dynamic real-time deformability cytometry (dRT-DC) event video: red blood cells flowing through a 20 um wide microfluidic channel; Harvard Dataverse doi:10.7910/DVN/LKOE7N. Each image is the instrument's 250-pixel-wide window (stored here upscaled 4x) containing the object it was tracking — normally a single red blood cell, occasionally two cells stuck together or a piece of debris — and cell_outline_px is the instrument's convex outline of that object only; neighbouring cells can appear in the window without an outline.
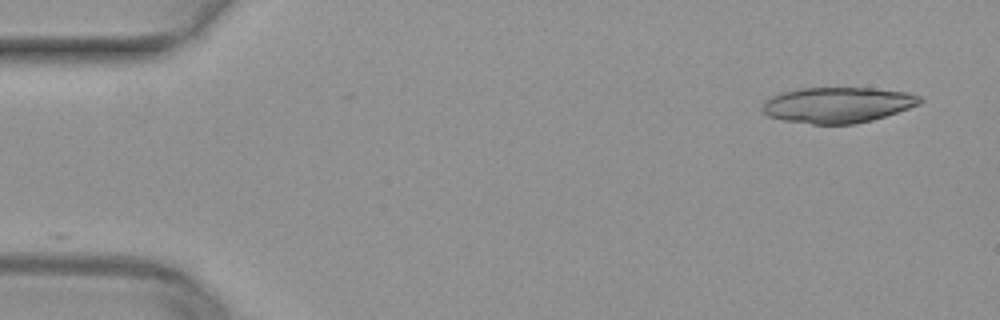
{"species": "common noctule bat (a hibernating species)", "species_latin": "Nyctalus noctula", "temperature_condition": "warm", "stored_images_in_passage": 36, "camera_frame_rate_fps": 3000, "um_per_image_px": 0.085, "animal": {"sex": "female", "body_mass_g": 29.2, "forearm_length_mm": 56.3}, "frame": {"image": 1, "passage_image": 1, "time_ms": 0.0, "image_size_px": [1000, 320], "cell_outline_px": [[924, 100], [920, 104], [872, 120], [856, 124], [812, 124], [784, 120], [768, 116], [760, 112], [760, 108], [764, 100], [772, 96], [784, 92], [800, 88], [872, 88], [908, 92], [924, 96]], "centroid_in_image_um": [71.19, 8.92], "position_along_channel_um": 13.8, "area_um2": 32.95}}